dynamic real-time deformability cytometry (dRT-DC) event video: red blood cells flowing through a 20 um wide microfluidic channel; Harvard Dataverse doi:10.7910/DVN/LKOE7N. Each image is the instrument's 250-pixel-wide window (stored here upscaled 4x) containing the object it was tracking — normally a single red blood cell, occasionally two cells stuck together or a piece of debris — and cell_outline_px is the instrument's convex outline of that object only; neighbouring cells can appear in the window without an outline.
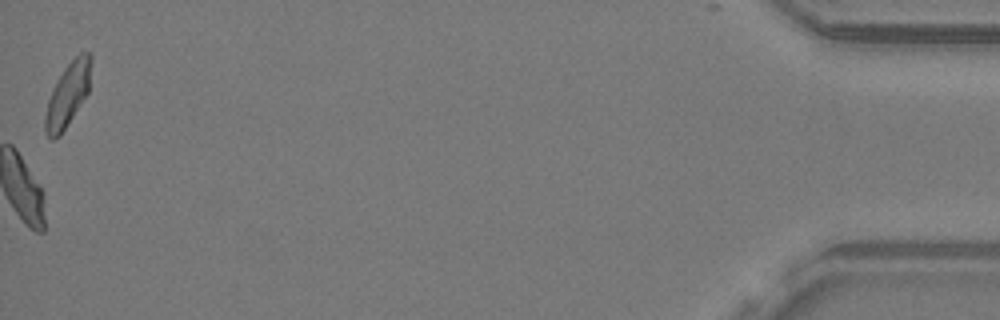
{"species": "common noctule bat (a hibernating species)", "species_latin": "Nyctalus noctula", "temperature_condition": "warm", "stored_images_in_passage": 56, "camera_frame_rate_fps": 3000, "um_per_image_px": 0.085, "animal": {"sex": "male", "body_mass_g": 19.2, "forearm_length_mm": 51.8}, "frame": {"image": 1, "passage_image": 56, "time_ms": 18.333, "image_size_px": [1000, 320], "cell_outline_px": [[92, 60], [88, 92], [60, 136], [52, 140], [44, 132], [44, 116], [48, 100], [52, 88], [64, 68], [80, 52], [88, 52], [92, 56]], "centroid_in_image_um": [5.74, 8.05], "position_along_channel_um": 429.5, "area_um2": 16.99}, "authors_computed_cell_mechanics": {"area_um2": 18.3515, "velocity_mm_per_s": 3.8305, "shape_relaxation_time_tau1_ms": 4.6994, "shape_relaxation_time_tau2_ms": 2.4495, "deformation_change_tau1": 0.1492, "deformation_change_tau2": 0.0733}}